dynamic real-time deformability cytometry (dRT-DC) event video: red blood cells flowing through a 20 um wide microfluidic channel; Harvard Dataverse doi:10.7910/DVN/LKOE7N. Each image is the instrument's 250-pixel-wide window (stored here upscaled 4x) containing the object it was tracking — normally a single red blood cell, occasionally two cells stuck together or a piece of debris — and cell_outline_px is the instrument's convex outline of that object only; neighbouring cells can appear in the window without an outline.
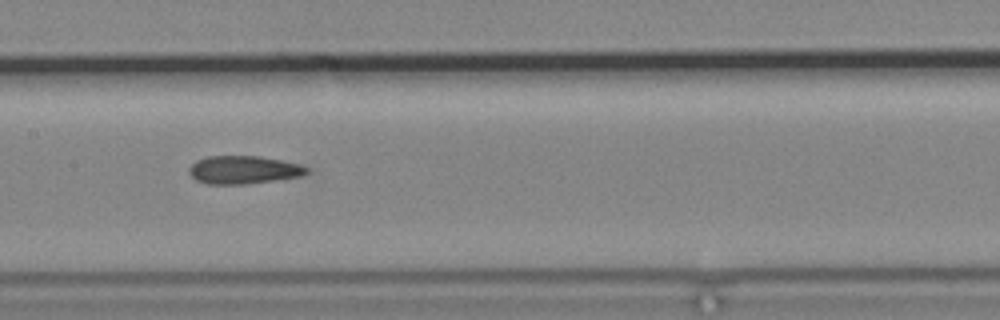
{"species": "common noctule bat (a hibernating species)", "species_latin": "Nyctalus noctula", "temperature_condition": "cold", "stored_images_in_passage": 11, "camera_frame_rate_fps": 3000, "um_per_image_px": 0.085, "animal": {"sex": "male", "body_mass_g": 19.2, "forearm_length_mm": 51.8}, "frame": {"image": 1, "passage_image": 4, "time_ms": 4.333, "image_size_px": [1000, 320], "cell_outline_px": [[308, 172], [304, 176], [248, 184], [208, 184], [196, 180], [188, 172], [188, 168], [196, 160], [208, 156], [260, 156], [300, 164], [308, 168]], "centroid_in_image_um": [20.71, 14.44], "position_along_channel_um": 186.7, "area_um2": 19.36}}
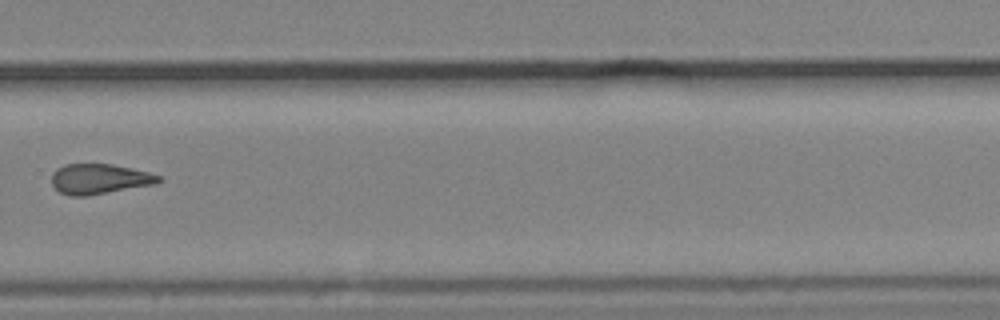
{"frame": {"image": 2, "passage_image": 7, "time_ms": 8.0, "image_size_px": [1000, 320], "cell_outline_px": [[164, 180], [156, 184], [88, 196], [68, 196], [60, 192], [52, 184], [52, 176], [56, 168], [64, 164], [112, 164], [148, 172], [160, 176]], "centroid_in_image_um": [8.46, 15.22], "position_along_channel_um": 321.3, "area_um2": 18.9}}
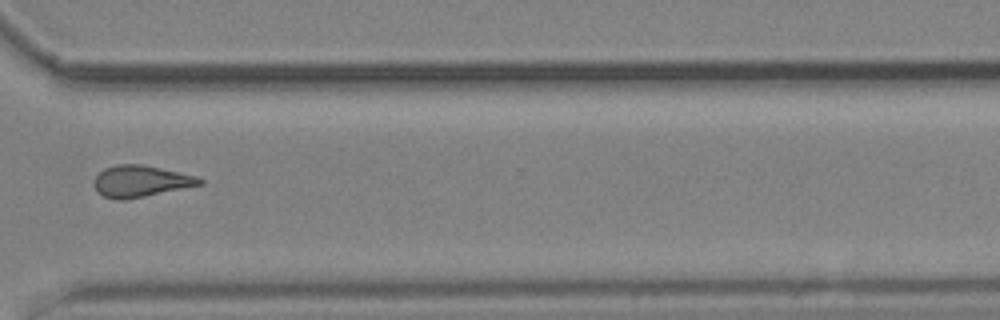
{"frame": {"image": 3, "passage_image": 8, "time_ms": 9.0, "image_size_px": [1000, 320], "cell_outline_px": [[204, 184], [124, 200], [116, 200], [104, 196], [96, 192], [92, 184], [92, 180], [104, 168], [116, 164], [140, 164], [160, 168], [196, 176], [204, 180]], "centroid_in_image_um": [11.91, 15.4], "position_along_channel_um": 358.7, "area_um2": 19.42}, "authors_computed_cell_mechanics": {"area_um2": 18.9006, "velocity_mm_per_s": 3.6731, "shape_relaxation_time_tau1_ms": null, "shape_relaxation_time_tau2_ms": 5.9208, "deformation_change_tau1": null, "deformation_change_tau2": 0.1264}}